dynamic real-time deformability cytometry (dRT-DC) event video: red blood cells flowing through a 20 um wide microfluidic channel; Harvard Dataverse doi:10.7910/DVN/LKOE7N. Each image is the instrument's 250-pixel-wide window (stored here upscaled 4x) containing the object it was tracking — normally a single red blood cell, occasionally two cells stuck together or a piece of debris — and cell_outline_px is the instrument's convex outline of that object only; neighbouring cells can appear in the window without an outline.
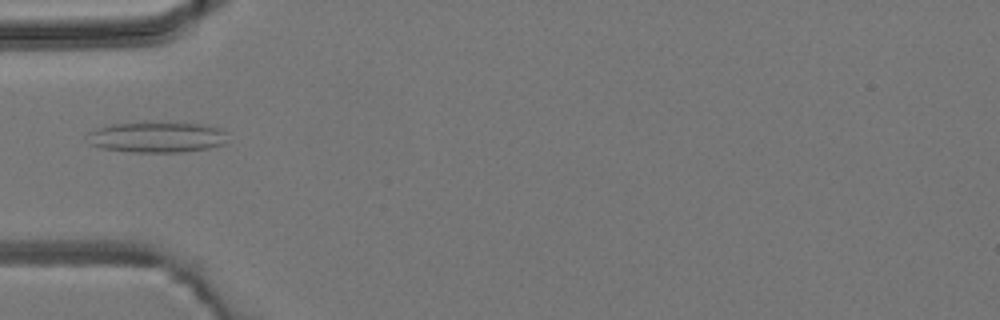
{"species": "common noctule bat (a hibernating species)", "species_latin": "Nyctalus noctula", "temperature_condition": "room temperature", "stored_images_in_passage": 6, "camera_frame_rate_fps": 3000, "um_per_image_px": 0.085, "animal": {"sex": "male", "body_mass_g": 19.2, "forearm_length_mm": 51.8}, "frame": {"image": 1, "passage_image": 5, "time_ms": 5.0, "image_size_px": [1000, 320], "cell_outline_px": [[224, 144], [208, 148], [180, 152], [132, 152], [100, 148], [88, 144], [84, 136], [88, 132], [96, 128], [112, 124], [144, 120], [204, 124], [224, 128]], "centroid_in_image_um": [13.25, 11.62], "position_along_channel_um": 71.8, "area_um2": 26.07}}